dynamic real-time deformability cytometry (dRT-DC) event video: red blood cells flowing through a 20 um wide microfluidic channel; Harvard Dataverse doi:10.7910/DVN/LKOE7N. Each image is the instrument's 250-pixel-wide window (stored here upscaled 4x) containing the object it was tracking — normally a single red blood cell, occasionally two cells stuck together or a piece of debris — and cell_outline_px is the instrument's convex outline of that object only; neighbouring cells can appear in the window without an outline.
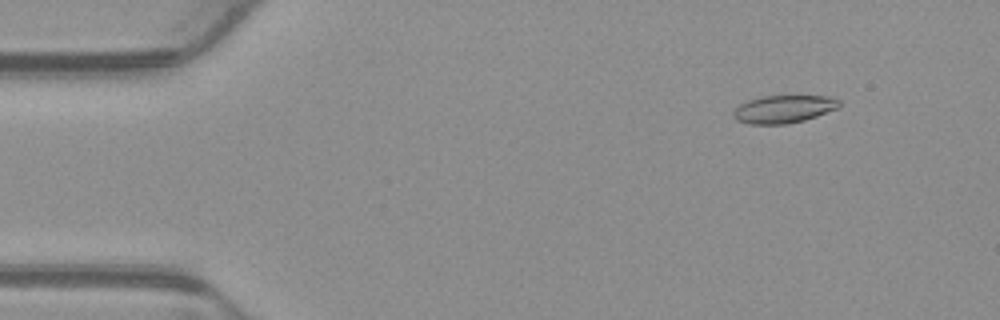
{"species": "common noctule bat (a hibernating species)", "species_latin": "Nyctalus noctula", "temperature_condition": "warm", "stored_images_in_passage": 49, "segment_of_instrument_passage": [1, 2], "camera_frame_rate_fps": 3000, "um_per_image_px": 0.085, "animal": {"sex": "male", "body_mass_g": 23.1, "forearm_length_mm": 52.7}, "frame": {"image": 1, "passage_image": 6, "time_ms": 1.667, "image_size_px": [1000, 320], "cell_outline_px": [[840, 104], [836, 108], [816, 116], [804, 120], [788, 124], [748, 124], [736, 120], [732, 116], [732, 112], [740, 104], [748, 100], [764, 96], [828, 96], [840, 100]], "centroid_in_image_um": [66.57, 9.28], "position_along_channel_um": 18.4, "area_um2": 17.05}}
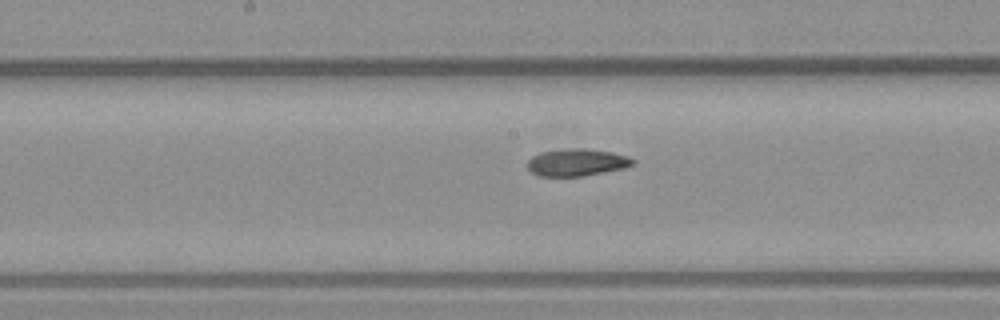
{"frame": {"image": 2, "passage_image": 27, "time_ms": 8.667, "image_size_px": [1000, 320], "cell_outline_px": [[636, 164], [624, 168], [584, 176], [540, 176], [532, 172], [528, 168], [528, 160], [532, 156], [540, 152], [572, 148], [584, 148], [612, 152], [628, 156], [636, 160]], "centroid_in_image_um": [49.07, 13.8], "position_along_channel_um": 199.1, "area_um2": 16.76}}
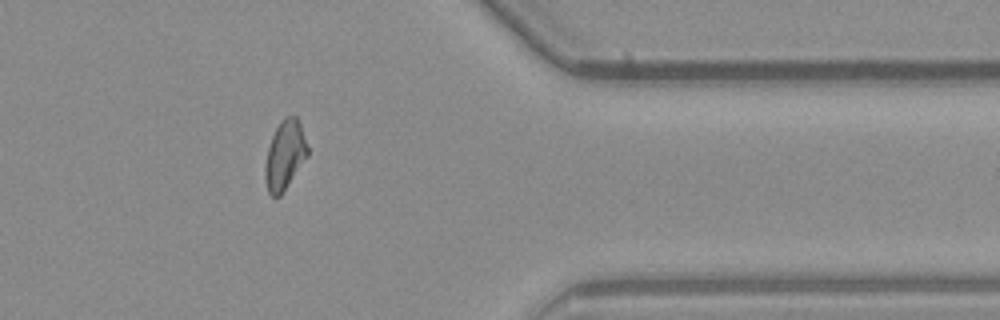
{"frame": {"image": 3, "passage_image": 43, "time_ms": 14.0, "image_size_px": [1000, 320], "cell_outline_px": [[308, 156], [280, 196], [272, 196], [268, 192], [264, 180], [264, 168], [268, 148], [272, 136], [280, 120], [288, 116], [296, 116], [300, 124], [308, 148]], "centroid_in_image_um": [24.19, 13.2], "position_along_channel_um": 387.2, "area_um2": 16.99}}